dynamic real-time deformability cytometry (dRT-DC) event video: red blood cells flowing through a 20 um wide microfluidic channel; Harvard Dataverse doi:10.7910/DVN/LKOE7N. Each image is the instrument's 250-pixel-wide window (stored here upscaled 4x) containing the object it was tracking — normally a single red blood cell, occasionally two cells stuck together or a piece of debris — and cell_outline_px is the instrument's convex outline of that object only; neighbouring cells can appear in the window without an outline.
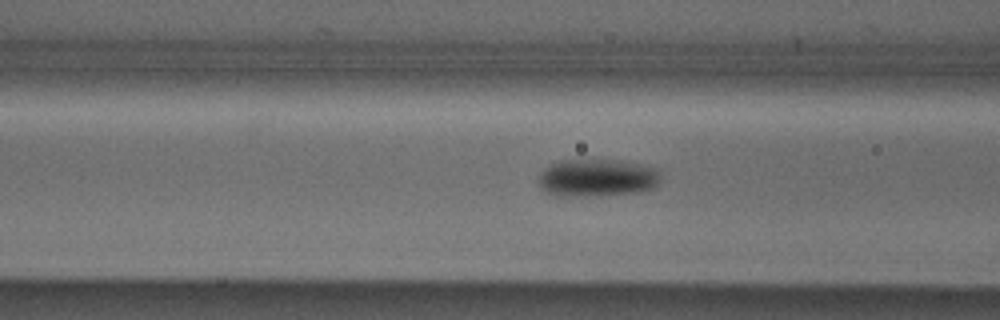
{"species": "Egyptian fruit bat (a non-hibernating species)", "species_latin": "Rousettus aegyptiacus", "temperature_condition": "cold", "stored_images_in_passage": 12, "camera_frame_rate_fps": 3000, "um_per_image_px": 0.085, "animal": {"sex": "male"}, "frame": {"image": 1, "passage_image": 10, "time_ms": 3.0, "image_size_px": [1000, 320], "cell_outline_px": [[660, 180], [652, 188], [640, 192], [584, 196], [556, 196], [540, 188], [536, 180], [540, 172], [544, 168], [560, 160], [620, 160], [656, 168], [660, 172]], "centroid_in_image_um": [50.71, 15.11], "position_along_channel_um": 115.9, "area_um2": 26.88}}